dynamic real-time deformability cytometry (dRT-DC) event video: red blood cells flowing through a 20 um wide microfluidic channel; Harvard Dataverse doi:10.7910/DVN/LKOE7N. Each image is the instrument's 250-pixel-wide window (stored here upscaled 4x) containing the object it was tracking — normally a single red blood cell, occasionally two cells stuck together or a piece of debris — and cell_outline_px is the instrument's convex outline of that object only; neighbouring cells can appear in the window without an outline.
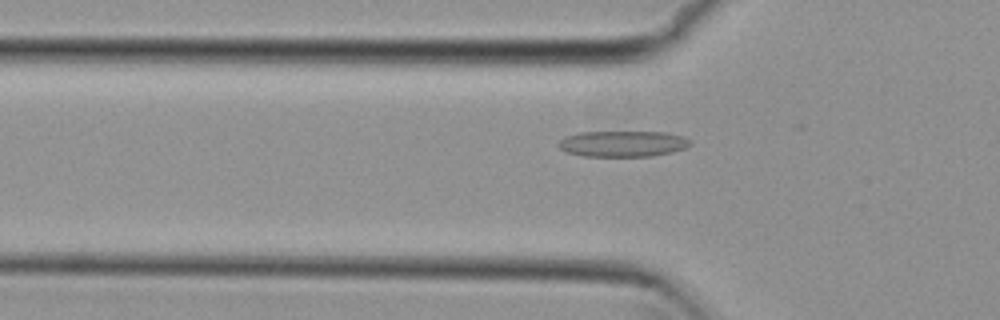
{"species": "common noctule bat (a hibernating species)", "species_latin": "Nyctalus noctula", "temperature_condition": "cold", "stored_images_in_passage": 22, "camera_frame_rate_fps": 3000, "um_per_image_px": 0.085, "animal": {"sex": "female", "body_mass_g": 29.2, "forearm_length_mm": 56.3}, "frame": {"image": 1, "passage_image": 18, "time_ms": 5.667, "image_size_px": [1000, 320], "cell_outline_px": [[692, 144], [684, 148], [672, 152], [652, 156], [580, 156], [564, 152], [556, 144], [564, 136], [580, 132], [664, 132], [684, 136], [692, 140]], "centroid_in_image_um": [52.91, 12.22], "position_along_channel_um": 72.9, "area_um2": 20.17}}
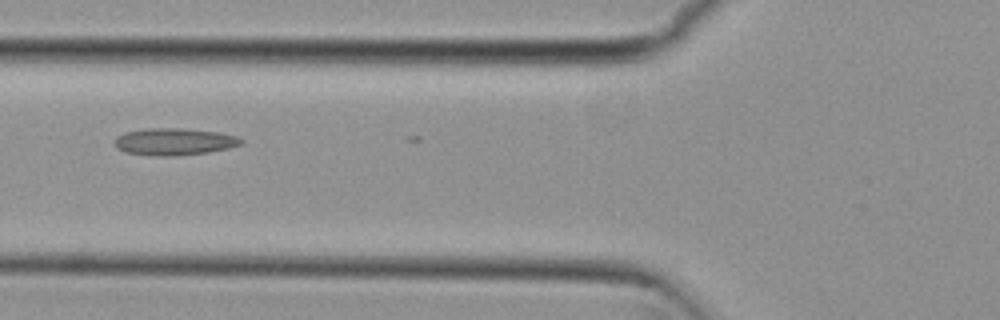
{"frame": {"image": 2, "passage_image": 21, "time_ms": 6.667, "image_size_px": [1000, 320], "cell_outline_px": [[244, 144], [228, 148], [208, 152], [176, 156], [156, 156], [124, 152], [116, 148], [116, 136], [124, 132], [148, 128], [184, 128], [216, 132], [236, 136], [244, 140]], "centroid_in_image_um": [14.81, 12.04], "position_along_channel_um": 111.0, "area_um2": 20.0}}